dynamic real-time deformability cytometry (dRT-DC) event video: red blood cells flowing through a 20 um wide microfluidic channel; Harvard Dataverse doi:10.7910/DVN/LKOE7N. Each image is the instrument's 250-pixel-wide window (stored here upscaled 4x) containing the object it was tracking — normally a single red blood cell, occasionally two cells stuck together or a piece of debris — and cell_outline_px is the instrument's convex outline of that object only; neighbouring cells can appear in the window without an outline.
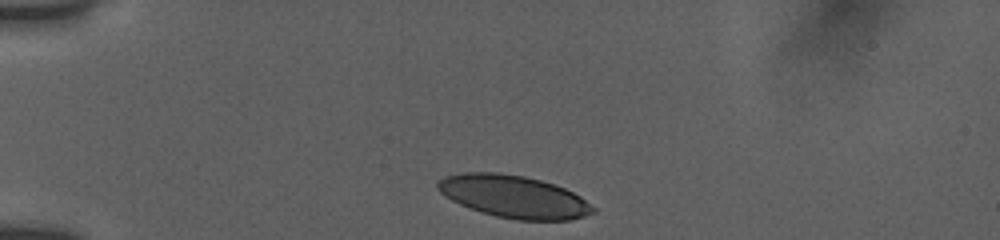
{"species": "human", "species_latin": "Homo sapiens", "temperature_condition": "room temperature", "stored_images_in_passage": 33, "camera_frame_rate_fps": 3000, "um_per_image_px": 0.085, "donor": {"sex": "female"}, "frame": {"image": 1, "passage_image": 1, "time_ms": 0.0, "image_size_px": [1000, 240], "cell_outline_px": [[596, 212], [584, 216], [568, 220], [516, 220], [496, 216], [480, 212], [460, 204], [444, 196], [436, 188], [436, 184], [444, 176], [460, 172], [500, 172], [524, 176], [540, 180], [564, 188], [580, 196], [596, 208]], "centroid_in_image_um": [43.65, 16.7], "position_along_channel_um": 41.4, "area_um2": 38.49}}
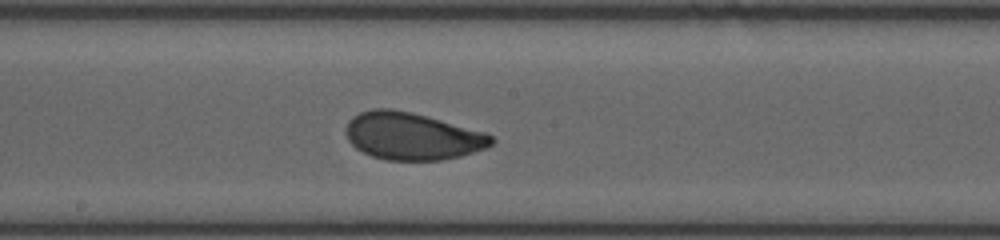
{"frame": {"image": 2, "passage_image": 18, "time_ms": 5.667, "image_size_px": [1000, 240], "cell_outline_px": [[496, 140], [492, 144], [484, 148], [460, 156], [440, 160], [384, 160], [372, 156], [356, 148], [348, 140], [344, 132], [348, 120], [352, 116], [360, 112], [372, 108], [392, 108], [412, 112], [484, 132], [492, 136]], "centroid_in_image_um": [34.98, 11.56], "position_along_channel_um": 213.2, "area_um2": 40.11}}
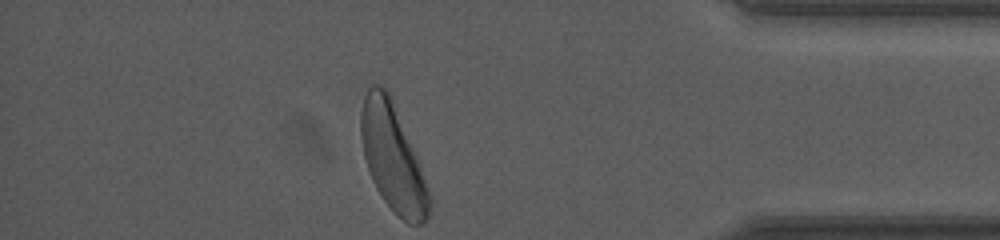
{"frame": {"image": 3, "passage_image": 33, "time_ms": 11.333, "image_size_px": [1000, 240], "cell_outline_px": [[432, 204], [428, 220], [420, 224], [408, 224], [384, 200], [376, 188], [372, 180], [364, 156], [360, 136], [360, 116], [364, 96], [368, 88], [372, 84], [380, 84], [388, 92], [392, 100], [420, 164], [432, 196]], "centroid_in_image_um": [33.4, 13.43], "position_along_channel_um": 401.8, "area_um2": 42.37}, "authors_computed_cell_mechanics": {"area_um2": 39.7086, "velocity_mm_per_s": 3.8452, "shape_relaxation_time_tau1_ms": 2.9513, "shape_relaxation_time_tau2_ms": 1.215, "deformation_change_tau1": 0.1244, "deformation_change_tau2": 0.0617}}